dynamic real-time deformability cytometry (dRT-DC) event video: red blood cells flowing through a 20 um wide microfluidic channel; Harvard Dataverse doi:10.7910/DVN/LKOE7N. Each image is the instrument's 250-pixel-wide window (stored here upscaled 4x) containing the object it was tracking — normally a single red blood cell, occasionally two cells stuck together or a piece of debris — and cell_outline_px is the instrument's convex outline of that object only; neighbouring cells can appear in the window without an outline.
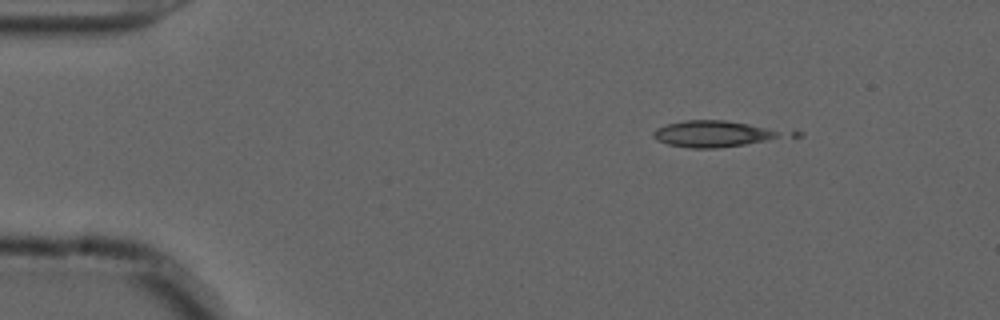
{"species": "common noctule bat (a hibernating species)", "species_latin": "Nyctalus noctula", "temperature_condition": "cold", "stored_images_in_passage": 2, "camera_frame_rate_fps": 3000, "um_per_image_px": 0.085, "animal": {"sex": "male", "forearm_length_mm": 52.5}, "frame": {"image": 1, "passage_image": 1, "time_ms": 0.0, "image_size_px": [1000, 320], "cell_outline_px": [[780, 136], [764, 140], [744, 144], [716, 148], [688, 148], [668, 144], [656, 140], [652, 136], [652, 132], [656, 128], [668, 124], [684, 120], [724, 120], [748, 124], [764, 128], [776, 132]], "centroid_in_image_um": [60.41, 11.38], "position_along_channel_um": 24.6, "area_um2": 19.02}}